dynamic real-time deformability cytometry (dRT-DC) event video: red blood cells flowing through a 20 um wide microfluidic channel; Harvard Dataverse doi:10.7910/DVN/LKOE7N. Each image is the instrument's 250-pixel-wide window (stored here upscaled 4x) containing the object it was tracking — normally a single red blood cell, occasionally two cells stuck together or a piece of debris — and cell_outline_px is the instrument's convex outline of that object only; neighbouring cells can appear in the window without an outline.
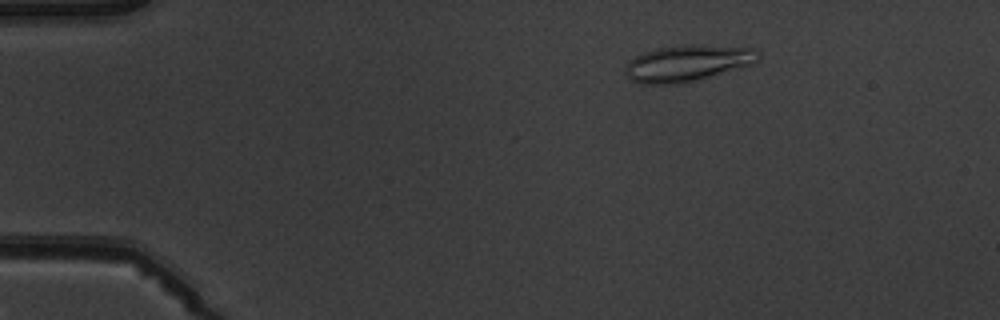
{"species": "common noctule bat (a hibernating species)", "species_latin": "Nyctalus noctula", "temperature_condition": "warm", "stored_images_in_passage": 4, "camera_frame_rate_fps": 3000, "um_per_image_px": 0.085, "animal": {"sex": "male", "body_mass_g": 19.5, "forearm_length_mm": 54.6}, "frame": {"image": 1, "passage_image": 2, "time_ms": 1.333, "image_size_px": [1000, 320], "cell_outline_px": [[760, 56], [756, 64], [676, 84], [640, 84], [632, 80], [628, 76], [624, 68], [628, 60], [644, 52], [656, 48], [692, 44], [756, 48], [760, 52]], "centroid_in_image_um": [58.46, 5.35], "position_along_channel_um": 26.5, "area_um2": 28.09}}